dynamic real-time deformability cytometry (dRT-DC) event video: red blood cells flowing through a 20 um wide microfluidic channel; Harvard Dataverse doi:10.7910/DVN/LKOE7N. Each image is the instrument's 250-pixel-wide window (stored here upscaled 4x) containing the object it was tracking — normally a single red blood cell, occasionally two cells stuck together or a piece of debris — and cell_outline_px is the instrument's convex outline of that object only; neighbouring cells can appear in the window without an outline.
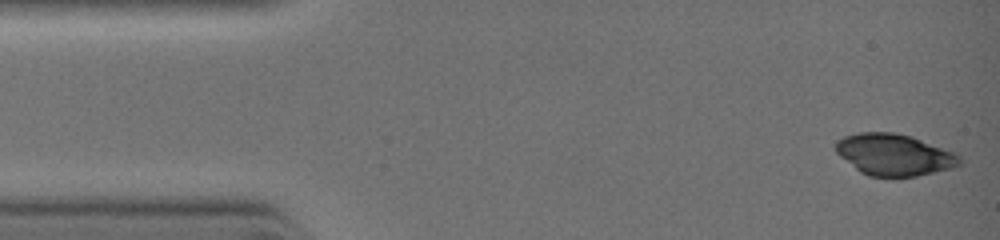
{"species": "common noctule bat (a hibernating species)", "species_latin": "Nyctalus noctula", "temperature_condition": "warm", "stored_images_in_passage": 7, "camera_frame_rate_fps": 3000, "um_per_image_px": 0.085, "animal": {"sex": "female", "body_mass_g": 19.0, "forearm_length_mm": 51.5}, "frame": {"image": 1, "passage_image": 1, "time_ms": 0.0, "image_size_px": [1000, 240], "cell_outline_px": [[960, 164], [948, 168], [916, 176], [868, 176], [860, 172], [840, 156], [836, 152], [836, 140], [844, 136], [860, 132], [896, 132], [912, 136], [952, 152], [960, 156]], "centroid_in_image_um": [75.95, 13.13], "position_along_channel_um": 9.1, "area_um2": 29.59}}